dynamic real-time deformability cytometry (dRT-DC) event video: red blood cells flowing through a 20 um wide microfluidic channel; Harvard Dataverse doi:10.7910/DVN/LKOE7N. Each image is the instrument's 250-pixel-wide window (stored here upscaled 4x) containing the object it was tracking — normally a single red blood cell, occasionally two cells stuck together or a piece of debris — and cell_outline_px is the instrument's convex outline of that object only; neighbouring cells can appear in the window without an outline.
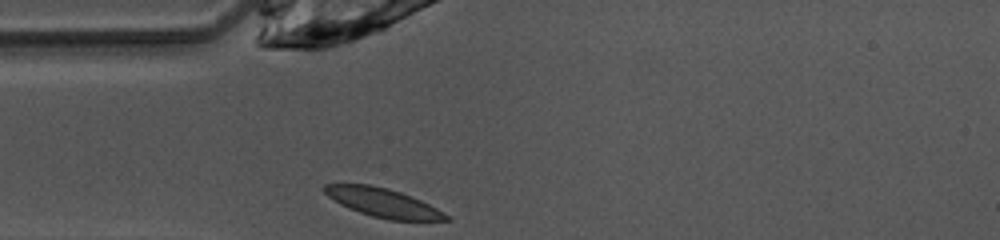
{"species": "common noctule bat (a hibernating species)", "species_latin": "Nyctalus noctula", "temperature_condition": "warm", "stored_images_in_passage": 27, "camera_frame_rate_fps": 3000, "um_per_image_px": 0.085, "animal": {"sex": "female", "body_mass_g": 10.0, "forearm_length_mm": 53.1}, "frame": {"image": 1, "passage_image": 1, "time_ms": 0.0, "image_size_px": [1000, 240], "cell_outline_px": [[452, 220], [388, 220], [372, 216], [360, 212], [340, 204], [328, 196], [324, 192], [324, 184], [368, 184], [388, 188], [400, 192], [420, 200], [452, 216]], "centroid_in_image_um": [32.58, 17.23], "position_along_channel_um": 52.4, "area_um2": 20.23}}
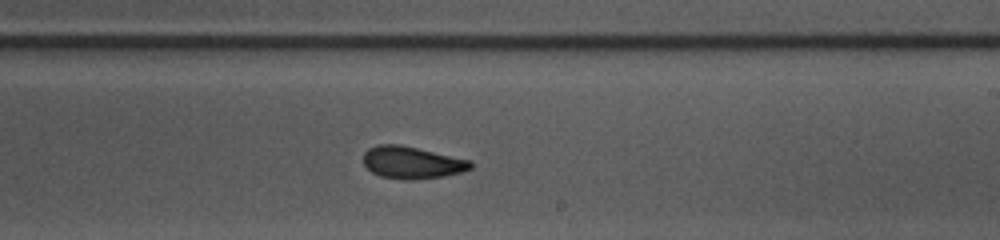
{"frame": {"image": 2, "passage_image": 16, "time_ms": 5.0, "image_size_px": [1000, 240], "cell_outline_px": [[472, 168], [464, 172], [444, 176], [412, 180], [408, 180], [380, 176], [372, 172], [364, 164], [364, 152], [368, 148], [376, 144], [400, 144], [472, 160]], "centroid_in_image_um": [35.04, 13.81], "position_along_channel_um": 254.0, "area_um2": 20.29}}
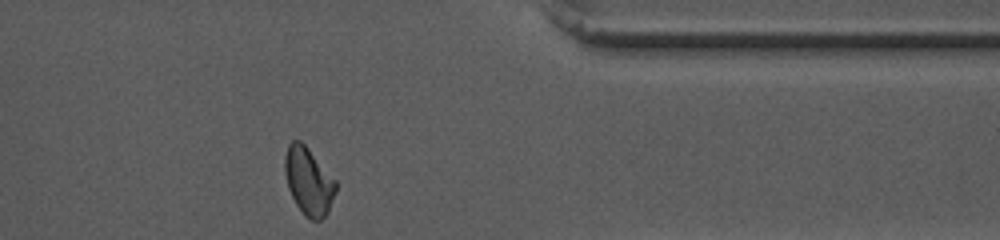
{"frame": {"image": 3, "passage_image": 27, "time_ms": 8.667, "image_size_px": [1000, 240], "cell_outline_px": [[336, 188], [328, 212], [320, 220], [312, 220], [304, 216], [296, 204], [288, 188], [284, 172], [284, 156], [288, 144], [292, 140], [300, 140], [308, 148], [336, 180]], "centroid_in_image_um": [26.21, 15.39], "position_along_channel_um": 385.2, "area_um2": 20.0}, "authors_computed_cell_mechanics": {"area_um2": 20.1722, "velocity_mm_per_s": 4.0796, "shape_relaxation_time_tau1_ms": 3.8966, "shape_relaxation_time_tau2_ms": 1.8803, "deformation_change_tau1": 0.1243, "deformation_change_tau2": 0.0641}}